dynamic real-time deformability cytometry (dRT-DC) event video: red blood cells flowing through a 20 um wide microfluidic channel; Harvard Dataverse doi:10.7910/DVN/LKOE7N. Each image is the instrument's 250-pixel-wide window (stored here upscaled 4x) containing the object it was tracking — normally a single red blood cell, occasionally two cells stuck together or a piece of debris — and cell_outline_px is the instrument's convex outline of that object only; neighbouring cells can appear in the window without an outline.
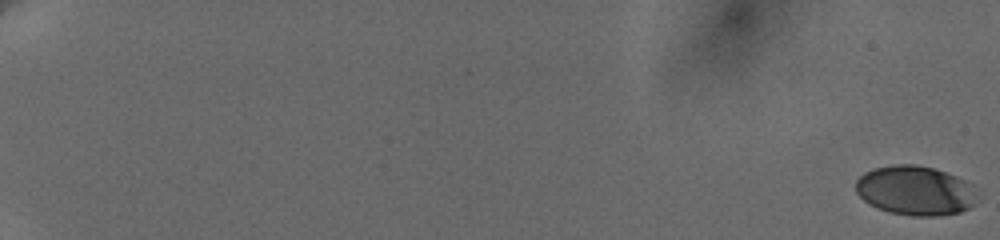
{"species": "human", "species_latin": "Homo sapiens", "temperature_condition": "cold", "stored_images_in_passage": 12, "camera_frame_rate_fps": 3000, "um_per_image_px": 0.085, "donor": {"sex": "female"}, "frame": {"image": 1, "passage_image": 1, "time_ms": 0.0, "image_size_px": [1000, 240], "cell_outline_px": [[972, 204], [968, 208], [960, 212], [940, 216], [912, 216], [888, 212], [876, 208], [868, 204], [856, 192], [856, 180], [864, 172], [876, 168], [892, 164], [916, 164], [932, 168], [956, 176], [964, 180], [972, 200]], "centroid_in_image_um": [77.66, 16.2], "position_along_channel_um": 7.3, "area_um2": 34.28}}
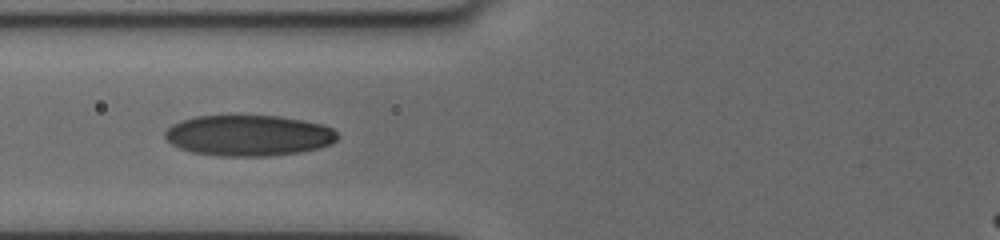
{"frame": {"image": 2, "passage_image": 10, "time_ms": 9.333, "image_size_px": [1000, 240], "cell_outline_px": [[340, 136], [332, 144], [320, 148], [300, 152], [268, 156], [220, 156], [192, 152], [180, 148], [164, 140], [164, 132], [172, 124], [180, 120], [196, 116], [280, 116], [304, 120], [324, 124], [332, 128]], "centroid_in_image_um": [21.14, 11.51], "position_along_channel_um": 104.7, "area_um2": 41.44}}
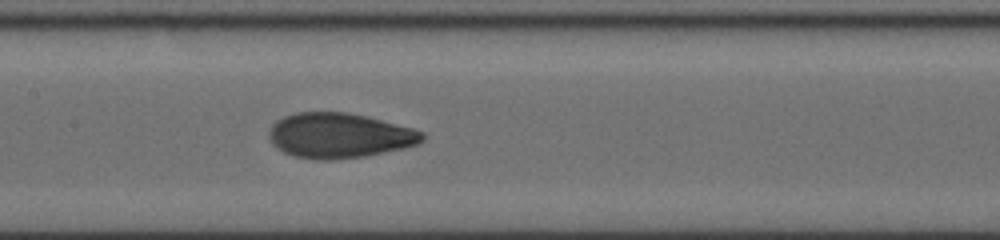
{"frame": {"image": 3, "passage_image": 12, "time_ms": 11.333, "image_size_px": [1000, 240], "cell_outline_px": [[424, 140], [416, 144], [400, 148], [364, 156], [328, 160], [324, 160], [296, 156], [284, 152], [276, 148], [272, 144], [268, 136], [268, 132], [272, 124], [276, 120], [284, 116], [296, 112], [348, 112], [412, 128], [424, 132]], "centroid_in_image_um": [28.78, 11.51], "position_along_channel_um": 178.6, "area_um2": 39.82}}